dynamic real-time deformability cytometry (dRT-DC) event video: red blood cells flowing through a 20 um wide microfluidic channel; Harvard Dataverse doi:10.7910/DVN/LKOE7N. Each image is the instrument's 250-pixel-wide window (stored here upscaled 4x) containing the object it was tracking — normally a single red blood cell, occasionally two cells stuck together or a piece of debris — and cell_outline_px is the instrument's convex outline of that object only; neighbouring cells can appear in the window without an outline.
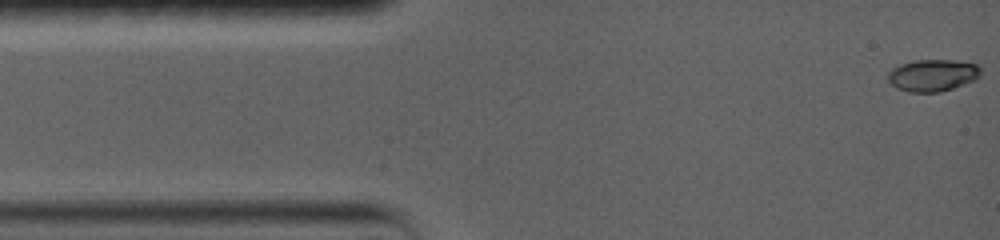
{"species": "common noctule bat (a hibernating species)", "species_latin": "Nyctalus noctula", "temperature_condition": "warm", "stored_images_in_passage": 8, "camera_frame_rate_fps": 5000, "um_per_image_px": 0.085, "animal": {"sex": "female", "body_mass_g": 19.0, "forearm_length_mm": 56.7}, "frame": {"image": 1, "passage_image": 1, "time_ms": 0.0, "image_size_px": [1000, 240], "cell_outline_px": [[980, 76], [964, 84], [940, 92], [908, 92], [896, 88], [888, 80], [888, 72], [892, 68], [900, 64], [912, 60], [956, 60], [980, 64]], "centroid_in_image_um": [79.27, 6.38], "position_along_channel_um": 5.7, "area_um2": 17.4}}
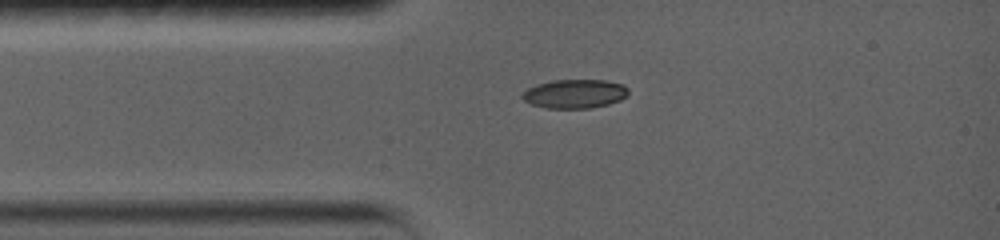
{"frame": {"image": 2, "passage_image": 7, "time_ms": 2.8, "image_size_px": [1000, 240], "cell_outline_px": [[628, 96], [620, 100], [608, 104], [588, 108], [544, 108], [532, 104], [524, 100], [520, 96], [528, 88], [536, 84], [552, 80], [608, 80], [624, 84], [628, 88]], "centroid_in_image_um": [48.87, 7.96], "position_along_channel_um": 36.1, "area_um2": 17.98}}